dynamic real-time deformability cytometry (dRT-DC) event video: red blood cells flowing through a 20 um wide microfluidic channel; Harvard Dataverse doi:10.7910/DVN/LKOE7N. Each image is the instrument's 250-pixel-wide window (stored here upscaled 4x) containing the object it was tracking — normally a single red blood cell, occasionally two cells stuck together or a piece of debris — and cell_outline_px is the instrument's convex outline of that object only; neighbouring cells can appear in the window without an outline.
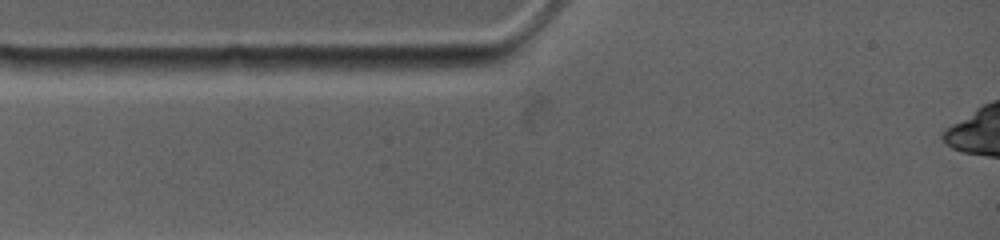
{"species": "common noctule bat (a hibernating species)", "species_latin": "Nyctalus noctula", "temperature_condition": "warm", "stored_images_in_passage": 3, "camera_frame_rate_fps": 4500, "um_per_image_px": 0.085, "animal": {"sex": "female", "body_mass_g": 19.0, "forearm_length_mm": 53.3}, "frame": {"image": 1, "passage_image": 2, "time_ms": 0.222, "image_size_px": [1000, 240], "cell_outline_px": [[500, 60], [492, 64], [460, 68], [368, 76], [344, 76], [328, 68], [340, 56], [500, 56]], "centroid_in_image_um": [34.38, 5.45], "position_along_channel_um": 50.6, "area_um2": 18.09}}